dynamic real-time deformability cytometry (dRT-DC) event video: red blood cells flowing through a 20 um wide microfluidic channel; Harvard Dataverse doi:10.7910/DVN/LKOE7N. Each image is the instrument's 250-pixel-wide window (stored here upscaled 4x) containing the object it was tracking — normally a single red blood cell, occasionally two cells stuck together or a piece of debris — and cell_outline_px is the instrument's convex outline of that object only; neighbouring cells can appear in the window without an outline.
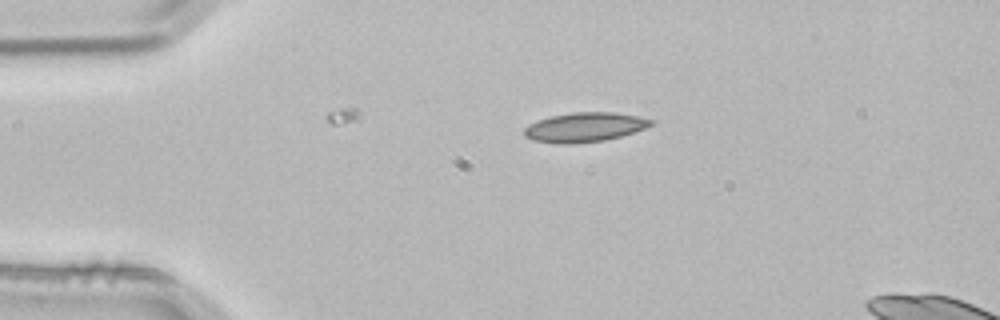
{"species": "common noctule bat (a hibernating species)", "species_latin": "Nyctalus noctula", "temperature_condition": "room temperature", "stored_images_in_passage": 2, "camera_frame_rate_fps": 3000, "um_per_image_px": 0.085, "animal": {"sex": "male", "body_mass_g": 21.5, "forearm_length_mm": 52.0}, "frame": {"image": 1, "passage_image": 1, "time_ms": 0.0, "image_size_px": [1000, 320], "cell_outline_px": [[656, 124], [620, 136], [604, 140], [572, 144], [556, 144], [532, 140], [524, 136], [524, 128], [528, 124], [536, 120], [552, 116], [572, 112], [612, 112], [636, 116], [652, 120]], "centroid_in_image_um": [49.64, 10.82], "position_along_channel_um": 35.4, "area_um2": 21.73}}